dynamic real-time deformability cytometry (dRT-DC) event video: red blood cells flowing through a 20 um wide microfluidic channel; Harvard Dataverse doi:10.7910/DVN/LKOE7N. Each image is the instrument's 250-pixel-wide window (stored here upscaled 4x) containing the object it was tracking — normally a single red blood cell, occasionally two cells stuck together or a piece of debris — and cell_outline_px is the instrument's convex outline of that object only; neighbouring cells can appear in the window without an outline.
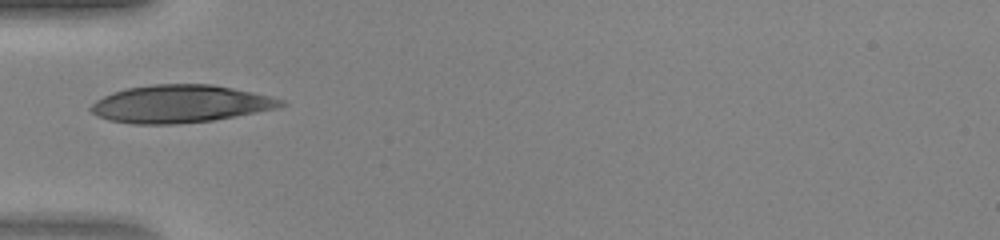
{"species": "human", "species_latin": "Homo sapiens", "temperature_condition": "warm", "stored_images_in_passage": 12, "camera_frame_rate_fps": 3000, "um_per_image_px": 0.085, "donor": {"sex": "female"}, "frame": {"image": 1, "passage_image": 1, "time_ms": 0.0, "image_size_px": [1000, 240], "cell_outline_px": [[288, 104], [280, 108], [236, 116], [212, 120], [176, 124], [132, 124], [108, 120], [96, 116], [88, 108], [96, 100], [112, 92], [128, 88], [152, 84], [212, 84], [252, 92], [284, 100]], "centroid_in_image_um": [15.32, 8.83], "position_along_channel_um": 69.7, "area_um2": 41.79}}